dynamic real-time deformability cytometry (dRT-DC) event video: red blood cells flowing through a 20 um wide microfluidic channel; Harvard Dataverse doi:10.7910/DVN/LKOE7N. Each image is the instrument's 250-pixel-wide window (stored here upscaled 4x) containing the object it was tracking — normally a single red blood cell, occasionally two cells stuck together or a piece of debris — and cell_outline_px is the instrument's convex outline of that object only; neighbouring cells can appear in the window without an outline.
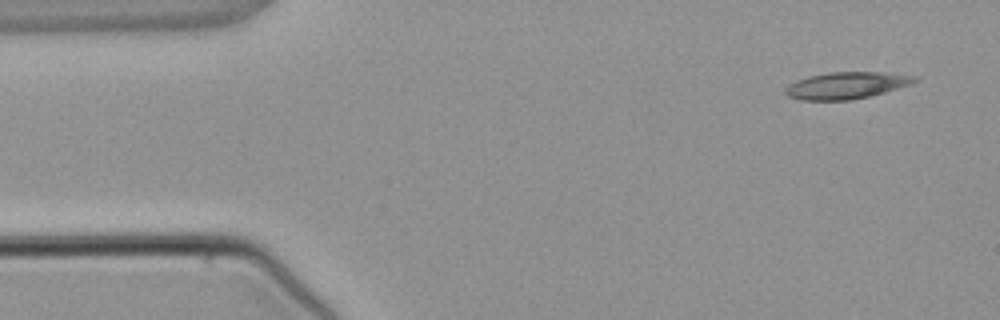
{"species": "common noctule bat (a hibernating species)", "species_latin": "Nyctalus noctula", "temperature_condition": "warm", "stored_images_in_passage": 3, "camera_frame_rate_fps": 3000, "um_per_image_px": 0.085, "animal": {"sex": "male", "body_mass_g": 21.5, "forearm_length_mm": 52.0}, "frame": {"image": 1, "passage_image": 1, "time_ms": 0.0, "image_size_px": [1000, 320], "cell_outline_px": [[920, 80], [912, 84], [872, 96], [852, 100], [800, 100], [788, 96], [784, 92], [784, 88], [788, 84], [796, 80], [808, 76], [828, 72], [880, 72], [920, 76]], "centroid_in_image_um": [71.97, 7.26], "position_along_channel_um": 13.0, "area_um2": 20.58}}
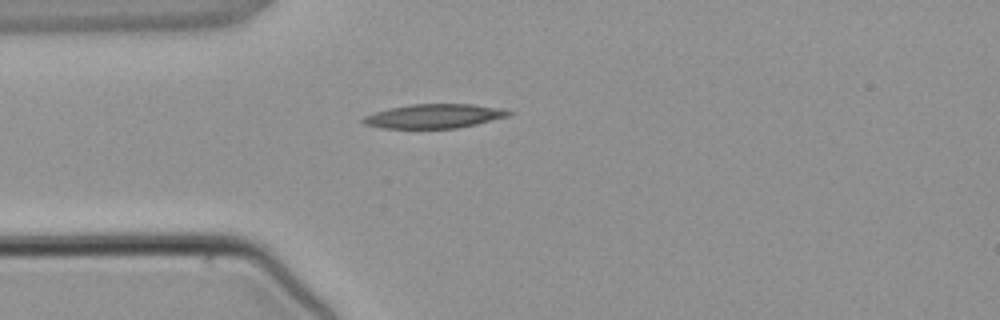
{"frame": {"image": 2, "passage_image": 3, "time_ms": 2.667, "image_size_px": [1000, 320], "cell_outline_px": [[512, 112], [508, 116], [476, 124], [456, 128], [380, 128], [364, 124], [360, 120], [364, 116], [388, 108], [412, 104], [472, 104], [500, 108]], "centroid_in_image_um": [36.86, 9.87], "position_along_channel_um": 48.1, "area_um2": 20.35}}